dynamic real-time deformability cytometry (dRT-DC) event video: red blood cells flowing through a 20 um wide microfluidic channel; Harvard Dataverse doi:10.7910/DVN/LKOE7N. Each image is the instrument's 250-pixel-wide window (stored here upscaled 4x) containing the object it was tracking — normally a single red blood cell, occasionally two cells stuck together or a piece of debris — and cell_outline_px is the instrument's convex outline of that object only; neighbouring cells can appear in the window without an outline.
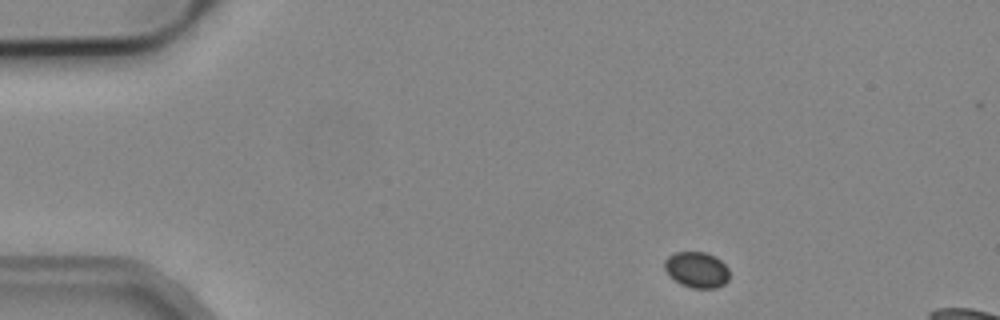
{"species": "common noctule bat (a hibernating species)", "species_latin": "Nyctalus noctula", "temperature_condition": "cold", "stored_images_in_passage": 4, "camera_frame_rate_fps": 3000, "um_per_image_px": 0.085, "animal": {"sex": "male", "body_mass_g": 19.2, "forearm_length_mm": 51.8}, "frame": {"image": 1, "passage_image": 1, "time_ms": 0.0, "image_size_px": [1000, 320], "cell_outline_px": [[728, 280], [724, 284], [716, 288], [692, 288], [680, 284], [664, 268], [664, 260], [668, 256], [676, 252], [704, 252], [716, 256], [728, 268]], "centroid_in_image_um": [59.23, 22.92], "position_along_channel_um": 25.8, "area_um2": 13.47}}